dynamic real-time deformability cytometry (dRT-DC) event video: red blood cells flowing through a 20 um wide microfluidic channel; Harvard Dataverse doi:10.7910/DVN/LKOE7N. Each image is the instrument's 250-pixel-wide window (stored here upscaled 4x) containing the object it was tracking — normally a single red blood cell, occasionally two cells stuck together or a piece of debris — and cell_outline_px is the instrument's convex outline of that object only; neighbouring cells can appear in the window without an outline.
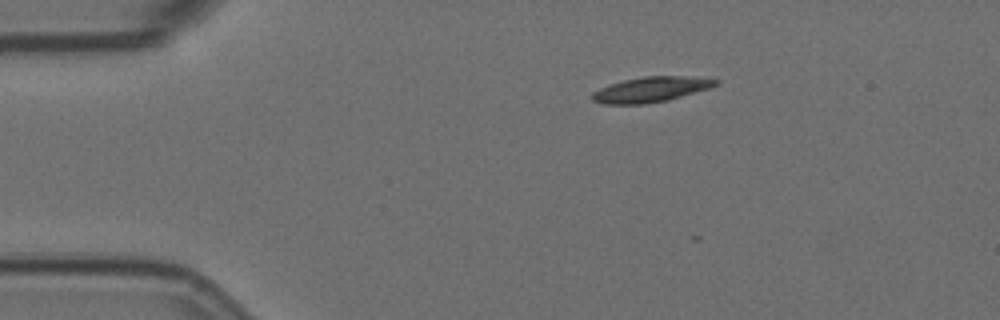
{"species": "Egyptian fruit bat (a non-hibernating species)", "species_latin": "Rousettus aegyptiacus", "temperature_condition": "room temperature", "stored_images_in_passage": 4, "camera_frame_rate_fps": 3000, "um_per_image_px": 0.085, "animal": {"sex": "female"}, "frame": {"image": 1, "passage_image": 1, "time_ms": 0.0, "image_size_px": [1000, 320], "cell_outline_px": [[720, 84], [712, 88], [668, 100], [644, 104], [604, 104], [592, 100], [588, 96], [592, 92], [600, 88], [624, 80], [644, 76], [684, 76], [720, 80]], "centroid_in_image_um": [55.34, 7.61], "position_along_channel_um": 29.7, "area_um2": 18.26}}
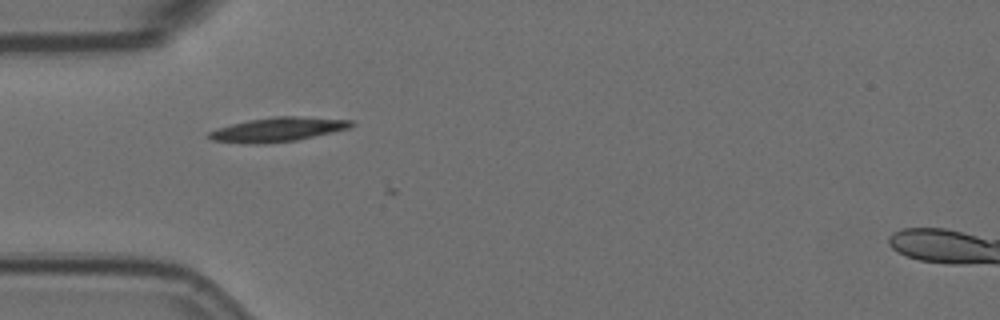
{"frame": {"image": 2, "passage_image": 3, "time_ms": 0.667, "image_size_px": [1000, 320], "cell_outline_px": [[356, 124], [348, 128], [332, 132], [296, 140], [260, 144], [248, 144], [212, 140], [208, 136], [208, 132], [216, 128], [248, 120], [276, 116], [296, 116], [352, 120]], "centroid_in_image_um": [23.59, 11.0], "position_along_channel_um": 61.4, "area_um2": 19.94}}
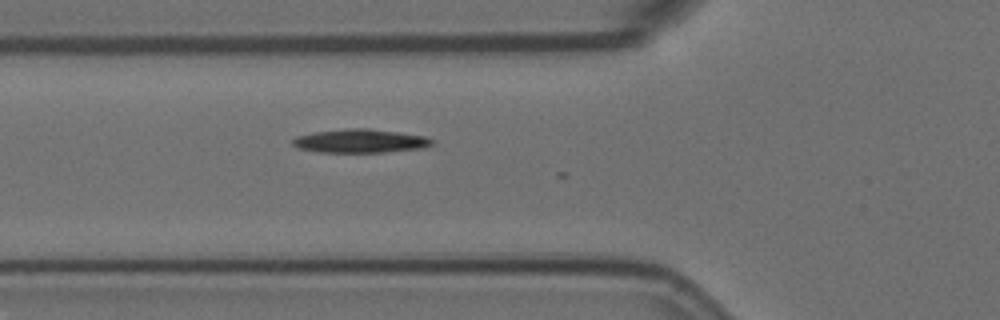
{"frame": {"image": 3, "passage_image": 4, "time_ms": 1.0, "image_size_px": [1000, 320], "cell_outline_px": [[436, 140], [432, 144], [424, 148], [384, 152], [320, 152], [296, 148], [292, 144], [292, 140], [296, 136], [312, 132], [348, 128], [368, 128], [424, 136]], "centroid_in_image_um": [30.6, 11.98], "position_along_channel_um": 95.2, "area_um2": 19.25}}